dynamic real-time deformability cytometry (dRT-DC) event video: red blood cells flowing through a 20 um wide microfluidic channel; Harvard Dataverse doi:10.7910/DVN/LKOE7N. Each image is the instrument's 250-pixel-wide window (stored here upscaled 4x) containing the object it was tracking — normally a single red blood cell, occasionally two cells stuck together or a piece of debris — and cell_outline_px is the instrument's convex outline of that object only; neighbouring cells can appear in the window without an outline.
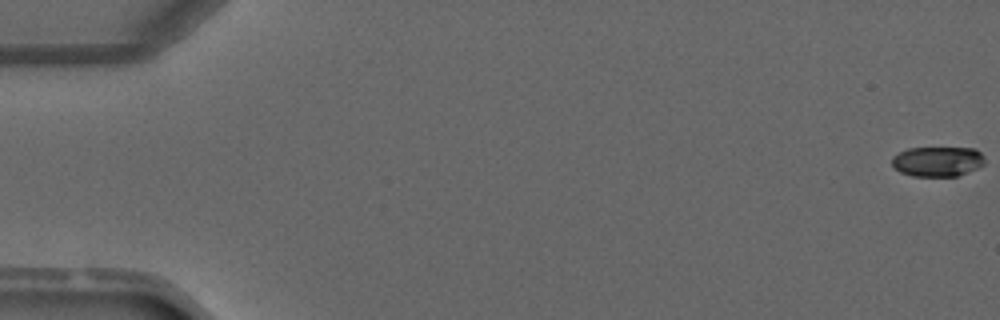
{"species": "common noctule bat (a hibernating species)", "species_latin": "Nyctalus noctula", "temperature_condition": "warm", "stored_images_in_passage": 6, "camera_frame_rate_fps": 3000, "um_per_image_px": 0.085, "animal": {"sex": "male", "forearm_length_mm": 52.5}, "frame": {"image": 1, "passage_image": 1, "time_ms": 0.0, "image_size_px": [1000, 320], "cell_outline_px": [[984, 164], [976, 168], [956, 176], [912, 176], [900, 172], [892, 164], [892, 156], [908, 148], [976, 148], [984, 156]], "centroid_in_image_um": [79.69, 13.71], "position_along_channel_um": 5.3, "area_um2": 16.13}}
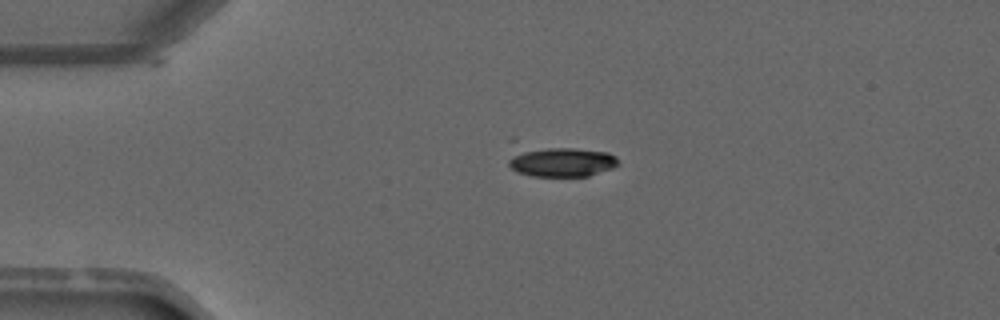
{"frame": {"image": 2, "passage_image": 4, "time_ms": 3.333, "image_size_px": [1000, 320], "cell_outline_px": [[620, 164], [612, 168], [588, 176], [532, 176], [516, 172], [508, 164], [508, 160], [520, 148], [576, 148], [608, 152], [616, 156]], "centroid_in_image_um": [47.73, 13.76], "position_along_channel_um": 37.3, "area_um2": 19.02}}
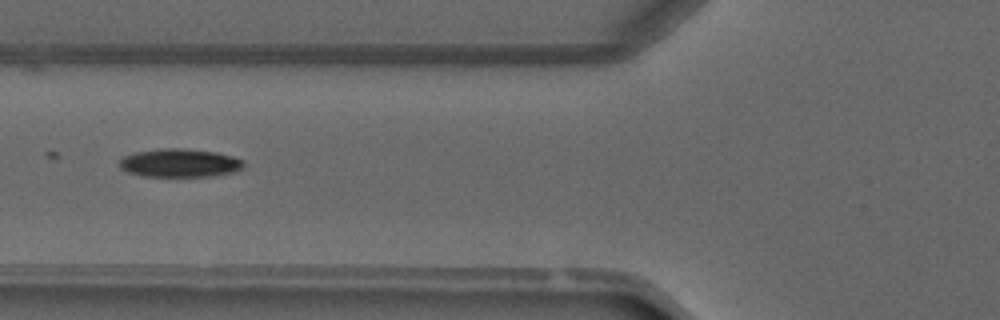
{"frame": {"image": 3, "passage_image": 6, "time_ms": 5.667, "image_size_px": [1000, 320], "cell_outline_px": [[244, 168], [232, 172], [212, 176], [144, 176], [128, 172], [120, 168], [120, 160], [124, 156], [136, 152], [160, 148], [184, 148], [216, 152], [232, 156], [244, 160]], "centroid_in_image_um": [15.3, 13.84], "position_along_channel_um": 110.5, "area_um2": 20.52}}